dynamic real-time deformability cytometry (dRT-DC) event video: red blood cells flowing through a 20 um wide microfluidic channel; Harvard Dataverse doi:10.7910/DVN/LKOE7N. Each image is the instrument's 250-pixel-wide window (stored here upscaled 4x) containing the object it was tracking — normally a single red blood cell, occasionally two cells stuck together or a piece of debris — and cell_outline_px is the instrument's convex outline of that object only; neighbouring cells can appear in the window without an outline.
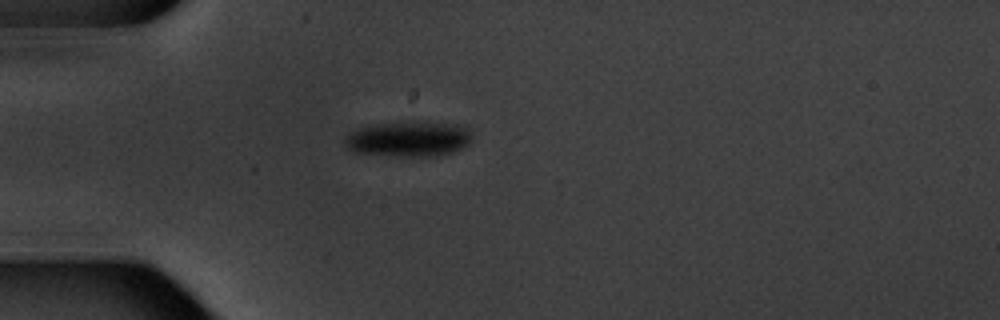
{"species": "common noctule bat (a hibernating species)", "species_latin": "Nyctalus noctula", "temperature_condition": "warm", "stored_images_in_passage": 5, "camera_frame_rate_fps": 3000, "um_per_image_px": 0.085, "animal": {"sex": "male", "body_mass_g": 20.1, "forearm_length_mm": 53.5}, "frame": {"image": 1, "passage_image": 1, "time_ms": 0.0, "image_size_px": [1000, 320], "cell_outline_px": [[472, 140], [468, 144], [452, 152], [436, 156], [396, 156], [356, 152], [348, 148], [344, 144], [344, 140], [352, 132], [360, 128], [376, 124], [460, 124], [468, 128], [472, 136]], "centroid_in_image_um": [34.77, 11.85], "position_along_channel_um": 50.2, "area_um2": 25.2}}
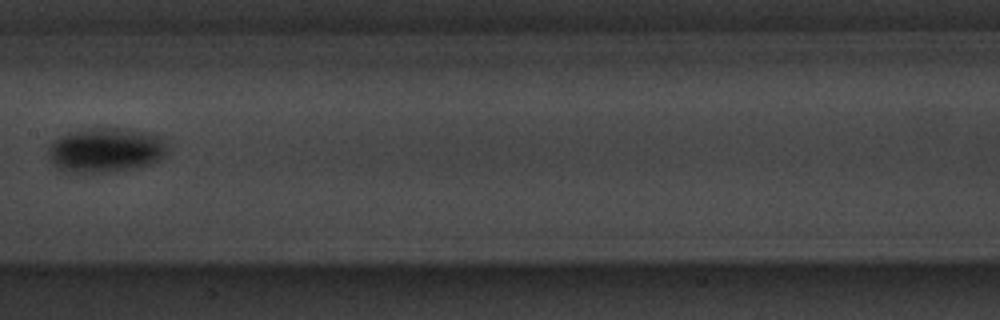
{"frame": {"image": 2, "passage_image": 5, "time_ms": 4.667, "image_size_px": [1000, 320], "cell_outline_px": [[164, 152], [156, 160], [148, 164], [116, 172], [76, 172], [56, 168], [48, 156], [48, 144], [60, 136], [68, 132], [88, 128], [128, 128], [148, 132], [156, 136], [164, 144]], "centroid_in_image_um": [8.88, 12.74], "position_along_channel_um": 198.5, "area_um2": 30.58}}